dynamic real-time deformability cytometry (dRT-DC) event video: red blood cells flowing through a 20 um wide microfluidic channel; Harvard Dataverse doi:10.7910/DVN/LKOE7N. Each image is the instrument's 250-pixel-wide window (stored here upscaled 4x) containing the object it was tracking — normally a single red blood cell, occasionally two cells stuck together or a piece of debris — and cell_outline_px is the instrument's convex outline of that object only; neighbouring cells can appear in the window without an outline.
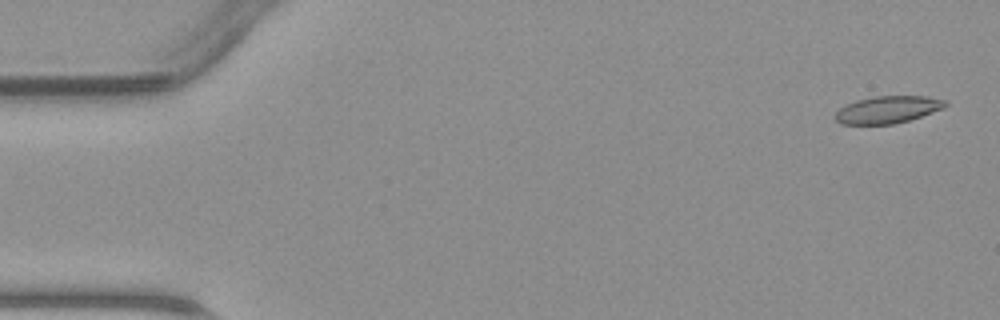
{"species": "common noctule bat (a hibernating species)", "species_latin": "Nyctalus noctula", "temperature_condition": "warm", "stored_images_in_passage": 47, "camera_frame_rate_fps": 3000, "um_per_image_px": 0.085, "animal": {"sex": "male", "body_mass_g": 23.1, "forearm_length_mm": 52.7}, "frame": {"image": 1, "passage_image": 2, "time_ms": 0.333, "image_size_px": [1000, 320], "cell_outline_px": [[948, 104], [944, 108], [908, 120], [892, 124], [840, 124], [832, 116], [840, 108], [856, 100], [876, 96], [928, 96], [948, 100]], "centroid_in_image_um": [75.46, 9.31], "position_along_channel_um": 9.5, "area_um2": 17.46}}
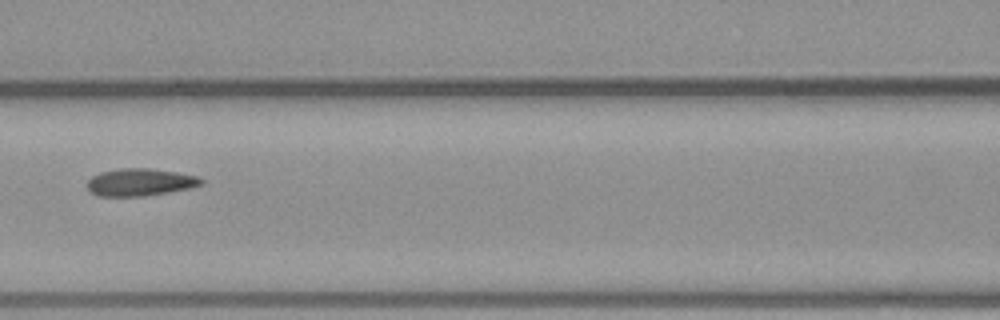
{"frame": {"image": 2, "passage_image": 21, "time_ms": 6.667, "image_size_px": [1000, 320], "cell_outline_px": [[204, 184], [188, 188], [168, 192], [144, 196], [100, 196], [92, 192], [84, 184], [92, 176], [100, 172], [120, 168], [148, 168], [176, 172], [196, 176], [204, 180]], "centroid_in_image_um": [11.88, 15.48], "position_along_channel_um": 154.7, "area_um2": 18.15}}
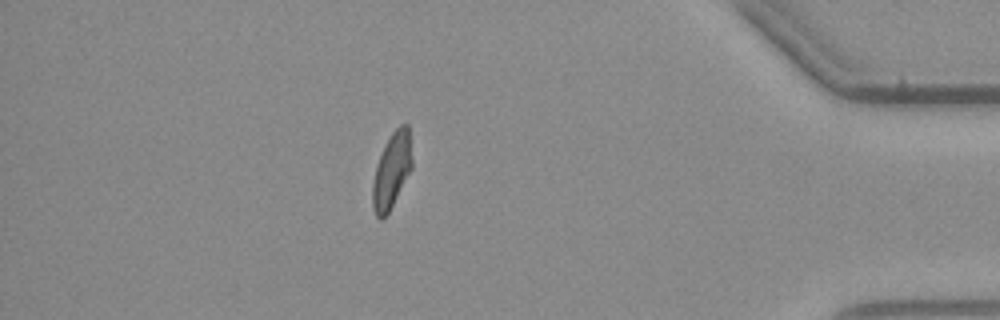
{"frame": {"image": 3, "passage_image": 41, "time_ms": 13.333, "image_size_px": [1000, 320], "cell_outline_px": [[412, 168], [388, 212], [380, 220], [376, 216], [372, 208], [372, 184], [376, 164], [392, 132], [400, 124], [408, 124], [412, 160]], "centroid_in_image_um": [33.28, 14.5], "position_along_channel_um": 401.9, "area_um2": 17.05}}